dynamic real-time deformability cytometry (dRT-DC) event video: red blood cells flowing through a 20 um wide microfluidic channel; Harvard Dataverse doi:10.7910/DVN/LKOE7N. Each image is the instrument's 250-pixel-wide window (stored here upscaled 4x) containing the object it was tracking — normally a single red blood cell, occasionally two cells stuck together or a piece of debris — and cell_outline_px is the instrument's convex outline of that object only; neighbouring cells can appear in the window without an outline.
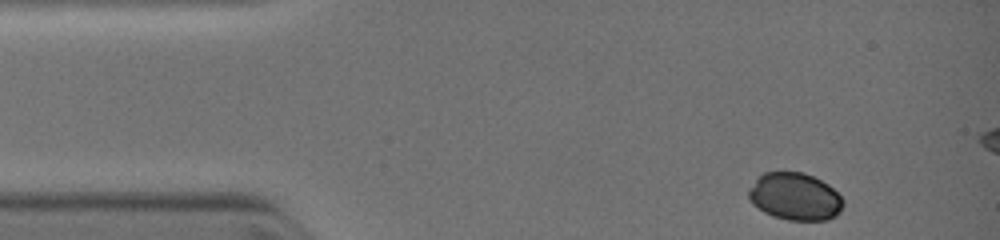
{"species": "common noctule bat (a hibernating species)", "species_latin": "Nyctalus noctula", "temperature_condition": "warm", "stored_images_in_passage": 3, "camera_frame_rate_fps": 3000, "um_per_image_px": 0.085, "animal": {"sex": "female", "body_mass_g": 19.0, "forearm_length_mm": 51.5}, "frame": {"image": 1, "passage_image": 1, "time_ms": 0.0, "image_size_px": [1000, 240], "cell_outline_px": [[844, 204], [840, 212], [836, 216], [828, 220], [788, 220], [772, 216], [764, 212], [752, 204], [748, 200], [748, 188], [764, 172], [804, 172], [828, 184], [844, 200]], "centroid_in_image_um": [67.56, 16.72], "position_along_channel_um": 17.4, "area_um2": 26.24}}